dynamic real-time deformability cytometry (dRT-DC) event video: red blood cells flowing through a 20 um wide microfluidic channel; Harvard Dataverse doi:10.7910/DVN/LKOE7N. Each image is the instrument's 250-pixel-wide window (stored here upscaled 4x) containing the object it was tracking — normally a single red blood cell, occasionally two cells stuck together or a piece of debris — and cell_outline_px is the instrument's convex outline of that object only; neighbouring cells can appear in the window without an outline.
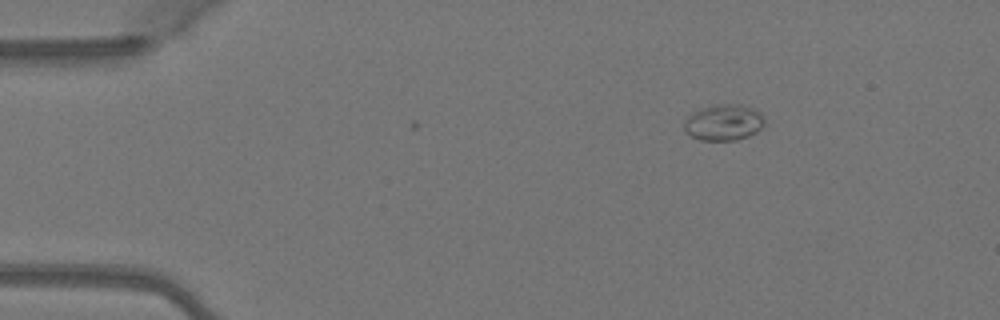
{"species": "Egyptian fruit bat (a non-hibernating species)", "species_latin": "Rousettus aegyptiacus", "temperature_condition": "warm", "stored_images_in_passage": 3, "camera_frame_rate_fps": 3000, "um_per_image_px": 0.085, "animal": {"sex": "female"}, "frame": {"image": 1, "passage_image": 1, "time_ms": 0.0, "image_size_px": [1000, 320], "cell_outline_px": [[764, 124], [756, 132], [748, 136], [736, 140], [700, 140], [684, 132], [684, 120], [692, 112], [700, 108], [712, 104], [740, 104], [752, 108], [760, 112], [764, 120]], "centroid_in_image_um": [61.48, 10.4], "position_along_channel_um": 23.5, "area_um2": 17.05}}